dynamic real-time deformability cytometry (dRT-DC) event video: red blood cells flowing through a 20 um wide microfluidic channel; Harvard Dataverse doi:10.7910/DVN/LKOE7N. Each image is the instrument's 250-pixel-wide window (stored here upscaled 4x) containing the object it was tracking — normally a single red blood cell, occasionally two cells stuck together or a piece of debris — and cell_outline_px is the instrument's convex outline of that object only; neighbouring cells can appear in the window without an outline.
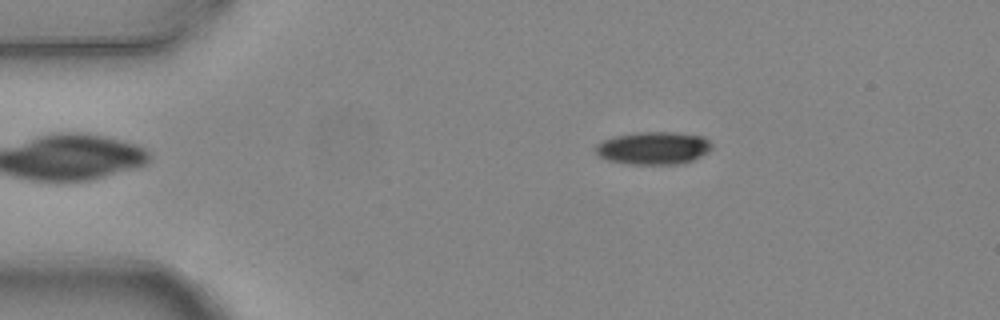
{"species": "common noctule bat (a hibernating species)", "species_latin": "Nyctalus noctula", "temperature_condition": "warm", "stored_images_in_passage": 5, "camera_frame_rate_fps": 3000, "um_per_image_px": 0.085, "animal": {"sex": "female", "body_mass_g": 24.6, "forearm_length_mm": 56.2}, "frame": {"image": 1, "passage_image": 5, "time_ms": 1.333, "image_size_px": [1000, 320], "cell_outline_px": [[712, 148], [708, 152], [692, 160], [680, 164], [628, 164], [608, 160], [600, 156], [596, 152], [596, 144], [604, 140], [616, 136], [636, 132], [676, 132], [704, 136], [712, 144]], "centroid_in_image_um": [55.57, 12.58], "position_along_channel_um": 29.4, "area_um2": 22.14}}